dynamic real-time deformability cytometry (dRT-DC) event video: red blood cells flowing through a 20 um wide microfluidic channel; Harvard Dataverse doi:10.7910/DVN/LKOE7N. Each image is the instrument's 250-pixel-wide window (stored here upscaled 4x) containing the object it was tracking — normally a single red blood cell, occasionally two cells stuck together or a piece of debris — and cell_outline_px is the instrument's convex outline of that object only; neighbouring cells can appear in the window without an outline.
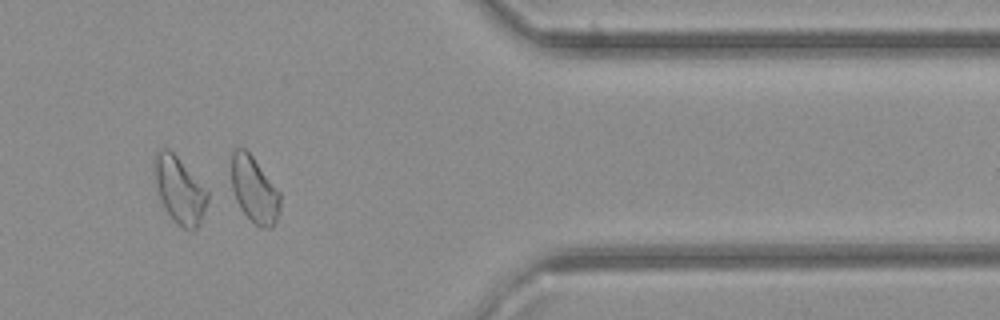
{"species": "common noctule bat (a hibernating species)", "species_latin": "Nyctalus noctula", "temperature_condition": "cold", "stored_images_in_passage": 33, "camera_frame_rate_fps": 3000, "um_per_image_px": 0.085, "animal": {"sex": "female", "body_mass_g": 21.9}, "frame": {"image": 1, "passage_image": 28, "time_ms": 9.0, "image_size_px": [1000, 320], "cell_outline_px": [[280, 212], [276, 220], [268, 228], [264, 228], [256, 224], [240, 208], [236, 200], [232, 188], [232, 152], [236, 148], [244, 148], [252, 156], [280, 192]], "centroid_in_image_um": [21.62, 16.12], "position_along_channel_um": 389.8, "area_um2": 18.44}}